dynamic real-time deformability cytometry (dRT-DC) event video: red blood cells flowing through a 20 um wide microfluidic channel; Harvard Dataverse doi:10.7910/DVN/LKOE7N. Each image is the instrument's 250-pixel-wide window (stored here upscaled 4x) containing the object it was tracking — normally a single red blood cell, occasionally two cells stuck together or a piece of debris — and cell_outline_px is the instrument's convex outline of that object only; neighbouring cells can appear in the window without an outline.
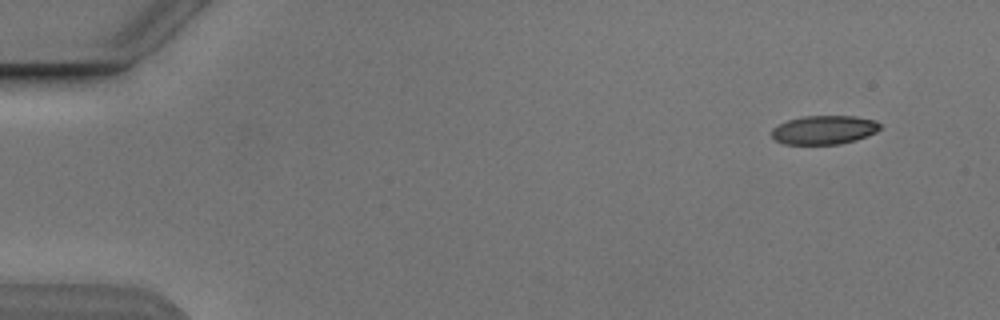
{"species": "Egyptian fruit bat (a non-hibernating species)", "species_latin": "Rousettus aegyptiacus", "temperature_condition": "cold", "stored_images_in_passage": 4, "camera_frame_rate_fps": 3000, "um_per_image_px": 0.085, "animal": {"sex": "male"}, "frame": {"image": 1, "passage_image": 1, "time_ms": 0.0, "image_size_px": [1000, 320], "cell_outline_px": [[880, 128], [876, 132], [856, 140], [840, 144], [784, 144], [776, 140], [772, 136], [772, 128], [788, 120], [804, 116], [856, 116], [876, 120], [880, 124]], "centroid_in_image_um": [70.07, 11.04], "position_along_channel_um": 14.9, "area_um2": 18.15}}